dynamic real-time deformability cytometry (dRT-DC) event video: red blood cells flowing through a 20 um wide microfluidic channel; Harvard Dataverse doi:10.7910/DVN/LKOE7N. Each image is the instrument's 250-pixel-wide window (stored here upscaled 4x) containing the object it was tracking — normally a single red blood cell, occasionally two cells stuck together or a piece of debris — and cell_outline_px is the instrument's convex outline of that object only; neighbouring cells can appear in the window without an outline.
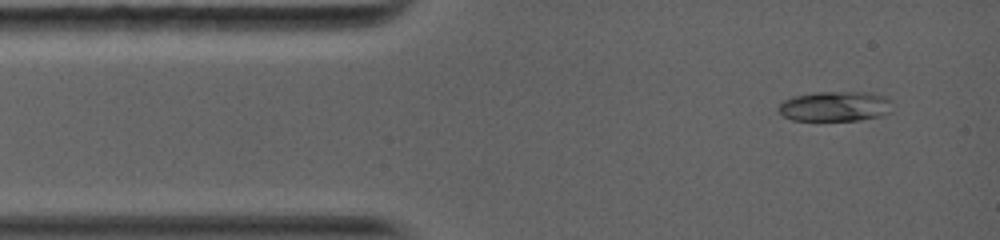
{"species": "common noctule bat (a hibernating species)", "species_latin": "Nyctalus noctula", "temperature_condition": "warm", "stored_images_in_passage": 4, "camera_frame_rate_fps": 5000, "um_per_image_px": 0.085, "animal": {"sex": "female", "body_mass_g": 19.0, "forearm_length_mm": 56.7}, "frame": {"image": 1, "passage_image": 1, "time_ms": 0.0, "image_size_px": [1000, 240], "cell_outline_px": [[892, 112], [880, 116], [860, 120], [792, 120], [784, 116], [776, 108], [784, 100], [792, 96], [816, 92], [872, 92], [888, 96], [892, 100]], "centroid_in_image_um": [71.04, 9.02], "position_along_channel_um": 14.0, "area_um2": 20.29}}
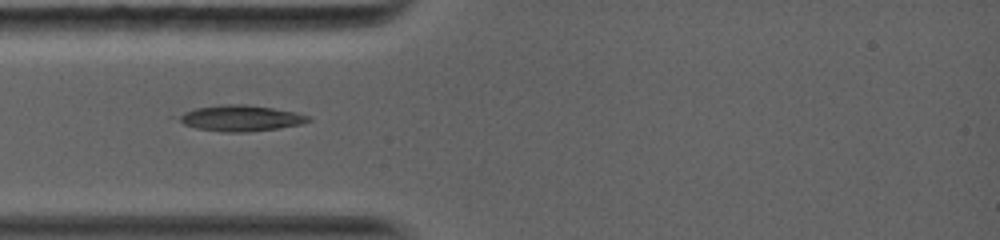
{"frame": {"image": 2, "passage_image": 3, "time_ms": 2.4, "image_size_px": [1000, 240], "cell_outline_px": [[312, 120], [300, 124], [276, 128], [244, 132], [224, 132], [196, 128], [184, 124], [168, 116], [196, 108], [220, 104], [244, 104], [272, 108], [296, 112], [308, 116]], "centroid_in_image_um": [20.32, 10.03], "position_along_channel_um": 64.7, "area_um2": 19.77}}
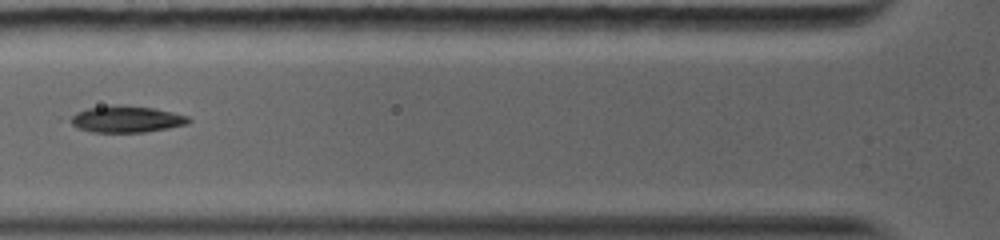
{"frame": {"image": 3, "passage_image": 4, "time_ms": 3.6, "image_size_px": [1000, 240], "cell_outline_px": [[192, 120], [188, 124], [168, 128], [144, 132], [92, 132], [76, 128], [68, 120], [68, 116], [76, 112], [88, 108], [116, 104], [120, 104], [152, 108], [172, 112], [188, 116]], "centroid_in_image_um": [10.7, 10.12], "position_along_channel_um": 115.1, "area_um2": 18.5}}